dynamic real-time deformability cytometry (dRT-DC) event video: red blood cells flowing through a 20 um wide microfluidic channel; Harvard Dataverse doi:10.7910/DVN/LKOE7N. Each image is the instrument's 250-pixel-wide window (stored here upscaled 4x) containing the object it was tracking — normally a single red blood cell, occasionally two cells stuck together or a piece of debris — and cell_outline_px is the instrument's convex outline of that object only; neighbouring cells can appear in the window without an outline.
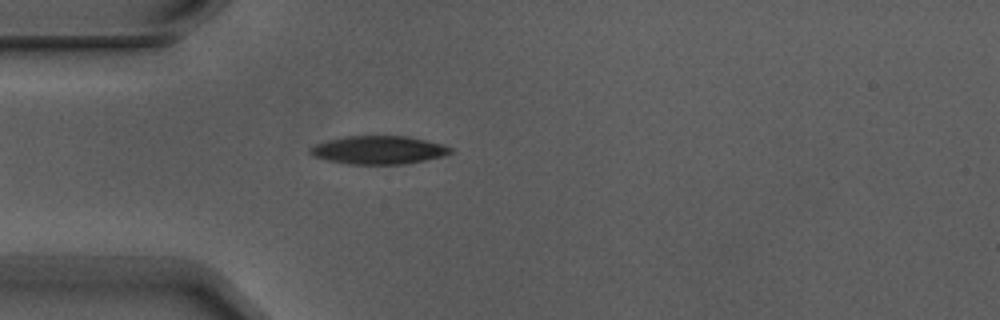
{"species": "Egyptian fruit bat (a non-hibernating species)", "species_latin": "Rousettus aegyptiacus", "temperature_condition": "warm", "stored_images_in_passage": 1, "camera_frame_rate_fps": 3000, "um_per_image_px": 0.085, "animal": {"sex": "male"}, "frame": {"image": 1, "passage_image": 1, "time_ms": 0.0, "image_size_px": [1000, 320], "cell_outline_px": [[452, 152], [444, 156], [404, 164], [348, 164], [328, 160], [316, 156], [308, 152], [308, 148], [316, 144], [328, 140], [344, 136], [404, 136], [444, 144], [452, 148]], "centroid_in_image_um": [32.18, 12.75], "position_along_channel_um": 52.8, "area_um2": 22.95}}